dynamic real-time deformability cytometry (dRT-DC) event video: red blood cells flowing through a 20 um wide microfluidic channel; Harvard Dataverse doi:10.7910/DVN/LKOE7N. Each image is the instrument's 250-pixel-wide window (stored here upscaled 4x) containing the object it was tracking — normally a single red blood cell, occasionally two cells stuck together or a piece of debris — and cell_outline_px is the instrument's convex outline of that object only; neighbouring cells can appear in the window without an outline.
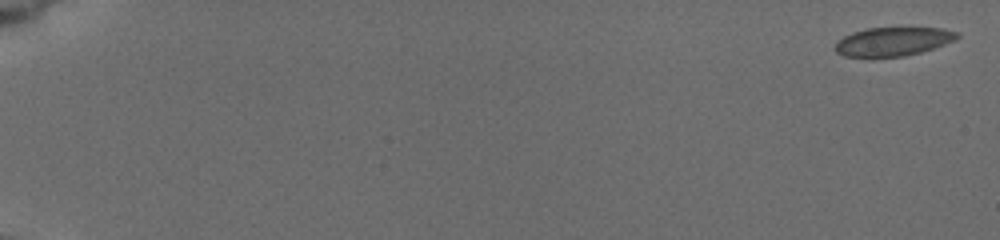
{"species": "common noctule bat (a hibernating species)", "species_latin": "Nyctalus noctula", "temperature_condition": "cold", "stored_images_in_passage": 12, "camera_frame_rate_fps": 3000, "um_per_image_px": 0.085, "animal": {"sex": "female", "body_mass_g": 19.5, "forearm_length_mm": 54.1}, "frame": {"image": 1, "passage_image": 1, "time_ms": 0.0, "image_size_px": [1000, 240], "cell_outline_px": [[960, 36], [956, 40], [920, 52], [904, 56], [844, 56], [836, 52], [832, 48], [844, 36], [852, 32], [868, 28], [944, 28], [960, 32]], "centroid_in_image_um": [75.93, 3.51], "position_along_channel_um": 9.1, "area_um2": 20.23}}
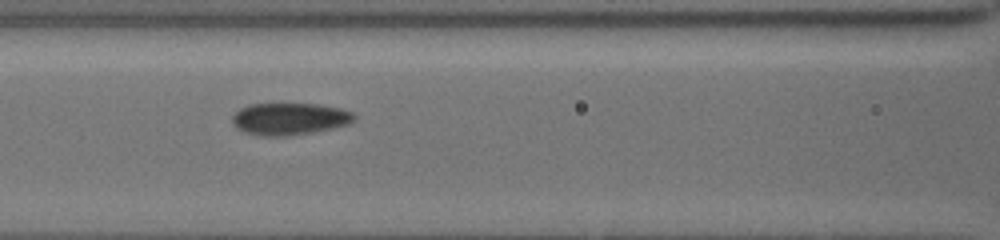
{"frame": {"image": 2, "passage_image": 11, "time_ms": 8.667, "image_size_px": [1000, 240], "cell_outline_px": [[356, 120], [348, 124], [332, 128], [312, 132], [284, 136], [260, 136], [244, 132], [236, 128], [232, 124], [232, 116], [240, 108], [248, 104], [320, 104], [340, 108], [352, 112], [356, 116]], "centroid_in_image_um": [24.6, 10.1], "position_along_channel_um": 142.0, "area_um2": 22.89}}
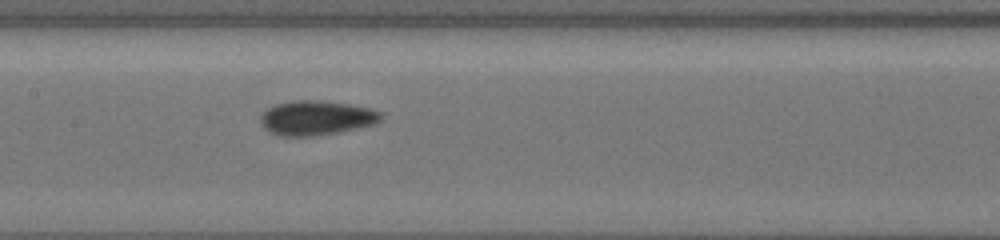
{"frame": {"image": 3, "passage_image": 12, "time_ms": 9.667, "image_size_px": [1000, 240], "cell_outline_px": [[380, 120], [372, 124], [336, 132], [312, 136], [280, 136], [268, 132], [260, 124], [260, 116], [268, 108], [276, 104], [292, 100], [320, 100], [348, 104], [368, 108], [380, 112]], "centroid_in_image_um": [26.79, 10.01], "position_along_channel_um": 180.6, "area_um2": 23.93}}